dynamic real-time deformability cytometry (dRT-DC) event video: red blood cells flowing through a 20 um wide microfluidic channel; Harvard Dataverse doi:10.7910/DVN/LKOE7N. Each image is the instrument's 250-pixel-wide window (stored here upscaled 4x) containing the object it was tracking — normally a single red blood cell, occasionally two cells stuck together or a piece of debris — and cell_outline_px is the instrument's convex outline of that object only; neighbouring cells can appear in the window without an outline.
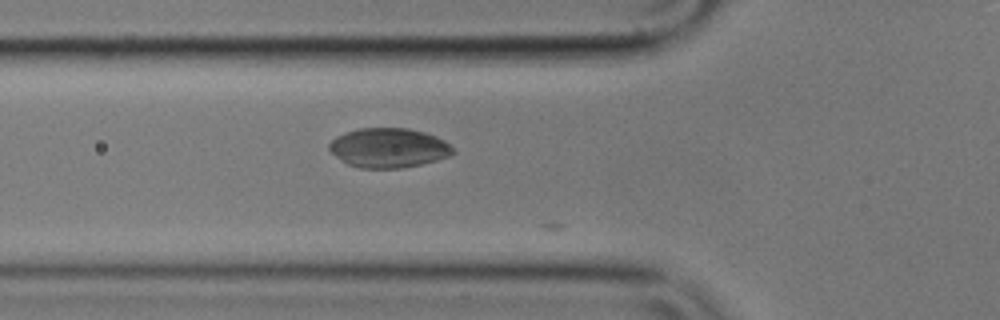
{"species": "common noctule bat (a hibernating species)", "species_latin": "Nyctalus noctula", "temperature_condition": "cold", "stored_images_in_passage": 27, "camera_frame_rate_fps": 3000, "um_per_image_px": 0.085, "animal": {"sex": "male", "body_mass_g": 17.9}, "frame": {"image": 1, "passage_image": 20, "time_ms": 6.333, "image_size_px": [1000, 320], "cell_outline_px": [[456, 152], [448, 156], [436, 160], [420, 164], [400, 168], [360, 168], [348, 164], [332, 152], [328, 148], [328, 144], [336, 136], [360, 128], [408, 128], [424, 132], [436, 136], [444, 140]], "centroid_in_image_um": [33.04, 12.56], "position_along_channel_um": 92.8, "area_um2": 28.21}}
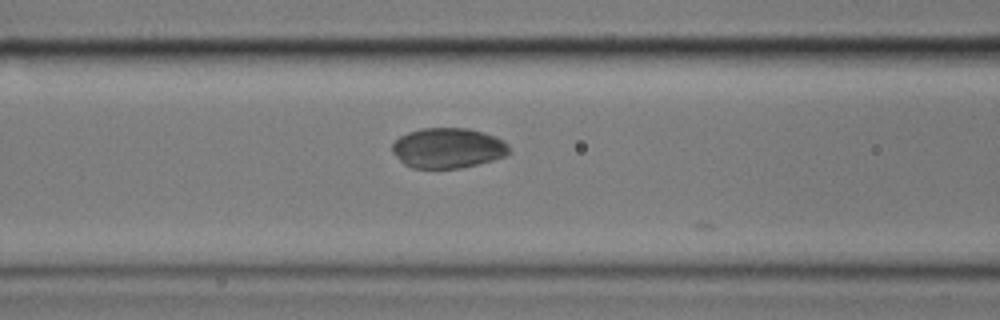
{"frame": {"image": 2, "passage_image": 23, "time_ms": 7.333, "image_size_px": [1000, 320], "cell_outline_px": [[512, 152], [504, 156], [492, 160], [460, 168], [412, 168], [404, 164], [392, 152], [392, 144], [400, 136], [408, 132], [420, 128], [468, 128], [484, 132], [496, 136], [504, 140], [508, 144]], "centroid_in_image_um": [38.09, 12.57], "position_along_channel_um": 128.5, "area_um2": 27.57}}
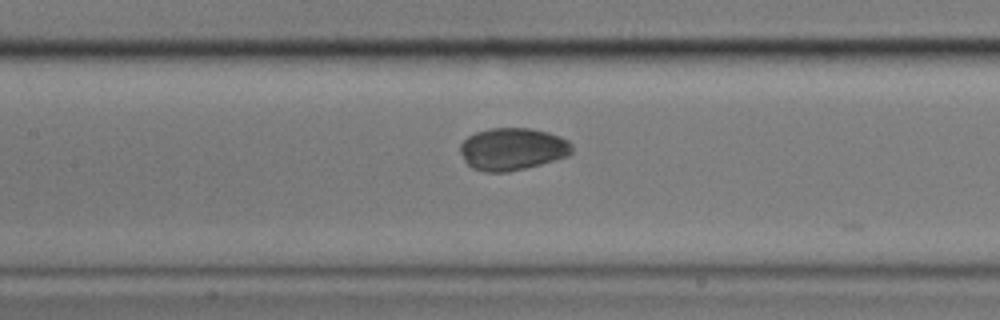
{"frame": {"image": 3, "passage_image": 26, "time_ms": 8.333, "image_size_px": [1000, 320], "cell_outline_px": [[572, 152], [568, 156], [540, 164], [508, 172], [484, 172], [472, 168], [464, 160], [460, 152], [460, 144], [468, 136], [476, 132], [492, 128], [528, 128], [548, 132], [560, 136], [568, 140], [572, 144]], "centroid_in_image_um": [43.55, 12.67], "position_along_channel_um": 163.8, "area_um2": 27.57}}